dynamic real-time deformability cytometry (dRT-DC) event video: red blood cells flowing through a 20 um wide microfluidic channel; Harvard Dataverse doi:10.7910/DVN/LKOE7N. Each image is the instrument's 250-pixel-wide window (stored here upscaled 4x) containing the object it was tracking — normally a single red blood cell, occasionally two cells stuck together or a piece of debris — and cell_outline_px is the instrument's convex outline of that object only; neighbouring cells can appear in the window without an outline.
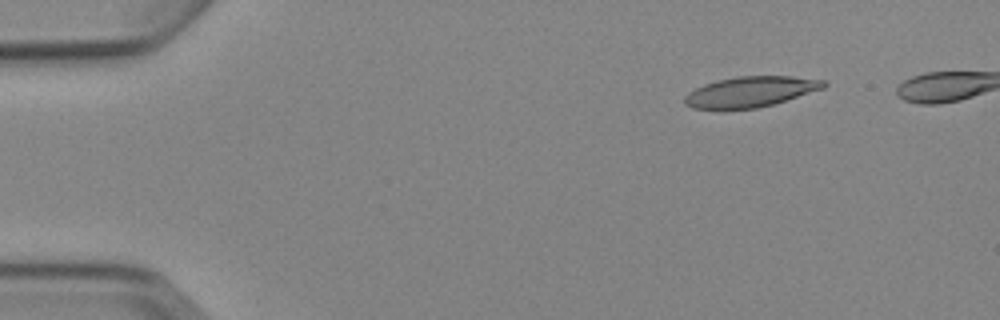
{"species": "Egyptian fruit bat (a non-hibernating species)", "species_latin": "Rousettus aegyptiacus", "temperature_condition": "cold", "stored_images_in_passage": 7, "segment_of_instrument_passage": [1, 2], "camera_frame_rate_fps": 3000, "um_per_image_px": 0.085, "animal": {"sex": "female"}, "frame": {"image": 1, "passage_image": 3, "time_ms": 2.0, "image_size_px": [1000, 320], "cell_outline_px": [[828, 84], [824, 88], [772, 104], [756, 108], [692, 108], [684, 104], [684, 96], [688, 92], [704, 84], [716, 80], [740, 76], [792, 76], [828, 80]], "centroid_in_image_um": [63.81, 7.78], "position_along_channel_um": 21.2, "area_um2": 24.51}}
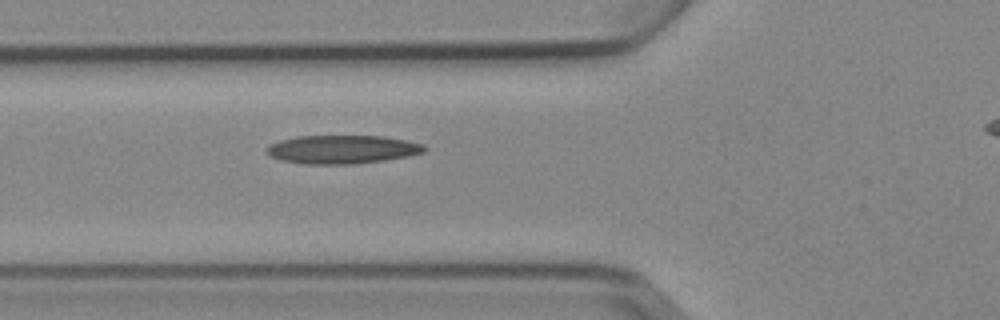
{"frame": {"image": 2, "passage_image": 6, "time_ms": 6.333, "image_size_px": [1000, 320], "cell_outline_px": [[428, 148], [424, 152], [408, 156], [384, 160], [352, 164], [304, 164], [284, 160], [268, 156], [264, 152], [264, 148], [268, 144], [280, 140], [296, 136], [384, 136], [408, 140], [424, 144]], "centroid_in_image_um": [29.06, 12.69], "position_along_channel_um": 96.7, "area_um2": 26.47}}